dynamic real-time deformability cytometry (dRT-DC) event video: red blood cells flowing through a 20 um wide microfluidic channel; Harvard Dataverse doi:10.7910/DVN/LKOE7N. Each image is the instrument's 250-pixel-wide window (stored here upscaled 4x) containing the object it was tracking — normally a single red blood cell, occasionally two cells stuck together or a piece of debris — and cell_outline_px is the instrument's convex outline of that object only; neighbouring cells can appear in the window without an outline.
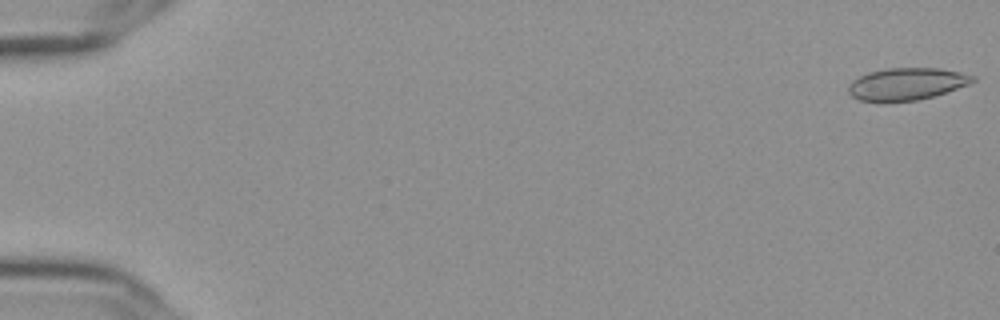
{"species": "Egyptian fruit bat (a non-hibernating species)", "species_latin": "Rousettus aegyptiacus", "temperature_condition": "cold", "stored_images_in_passage": 16, "camera_frame_rate_fps": 3000, "um_per_image_px": 0.085, "frame": {"image": 1, "passage_image": 1, "time_ms": 0.0, "image_size_px": [1000, 320], "cell_outline_px": [[976, 80], [968, 84], [932, 96], [916, 100], [860, 100], [852, 96], [848, 92], [848, 88], [852, 80], [868, 72], [884, 68], [940, 68], [960, 72], [976, 76]], "centroid_in_image_um": [77.07, 7.1], "position_along_channel_um": 7.9, "area_um2": 22.83}}
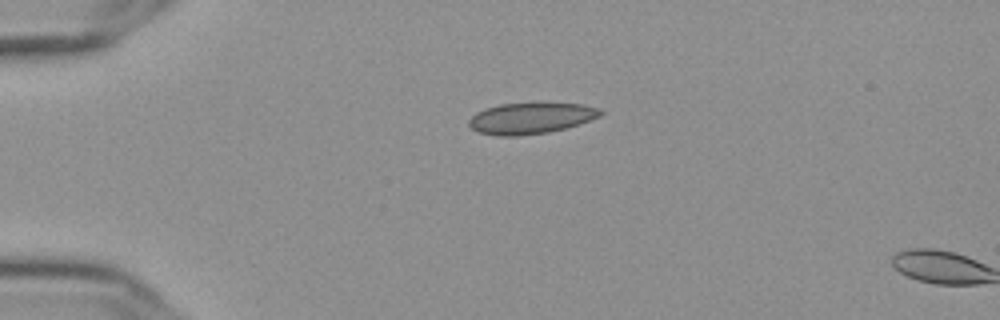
{"frame": {"image": 2, "passage_image": 14, "time_ms": 4.333, "image_size_px": [1000, 320], "cell_outline_px": [[604, 112], [600, 116], [564, 128], [548, 132], [516, 136], [496, 136], [480, 132], [472, 128], [468, 124], [468, 120], [476, 112], [484, 108], [500, 104], [544, 100], [584, 104], [600, 108]], "centroid_in_image_um": [45.13, 9.99], "position_along_channel_um": 39.9, "area_um2": 24.68}}